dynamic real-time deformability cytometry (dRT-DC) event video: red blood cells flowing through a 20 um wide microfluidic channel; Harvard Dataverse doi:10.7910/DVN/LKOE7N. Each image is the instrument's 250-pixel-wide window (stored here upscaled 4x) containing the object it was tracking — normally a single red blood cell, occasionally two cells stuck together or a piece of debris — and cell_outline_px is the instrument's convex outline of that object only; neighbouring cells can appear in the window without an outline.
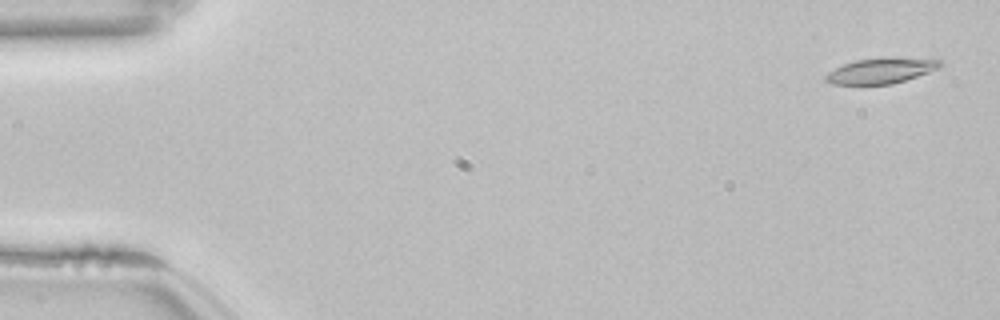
{"species": "common noctule bat (a hibernating species)", "species_latin": "Nyctalus noctula", "temperature_condition": "room temperature", "stored_images_in_passage": 53, "camera_frame_rate_fps": 3000, "um_per_image_px": 0.085, "animal": {"sex": "female", "body_mass_g": 22.7, "forearm_length_mm": 54.2}, "frame": {"image": 1, "passage_image": 2, "time_ms": 0.333, "image_size_px": [1000, 320], "cell_outline_px": [[944, 64], [940, 68], [892, 84], [832, 84], [824, 80], [824, 76], [828, 72], [844, 64], [856, 60], [940, 60]], "centroid_in_image_um": [74.8, 6.07], "position_along_channel_um": 10.2, "area_um2": 15.84}}
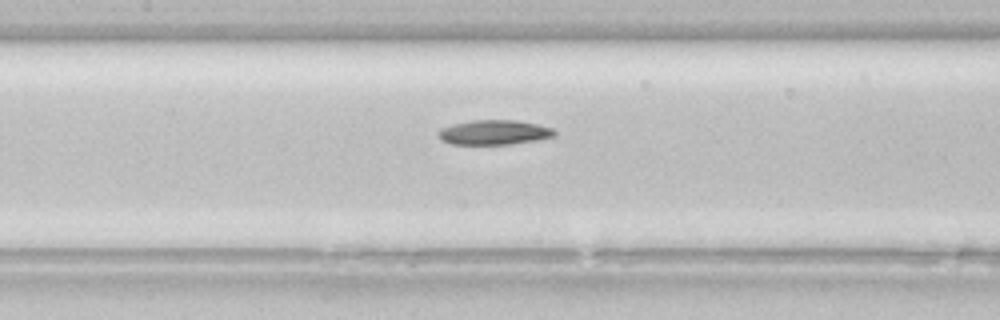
{"frame": {"image": 2, "passage_image": 25, "time_ms": 8.0, "image_size_px": [1000, 320], "cell_outline_px": [[556, 136], [536, 140], [512, 144], [452, 144], [440, 140], [436, 132], [440, 128], [452, 124], [472, 120], [516, 120], [536, 124], [552, 128], [556, 132]], "centroid_in_image_um": [41.96, 11.25], "position_along_channel_um": 165.4, "area_um2": 16.82}}
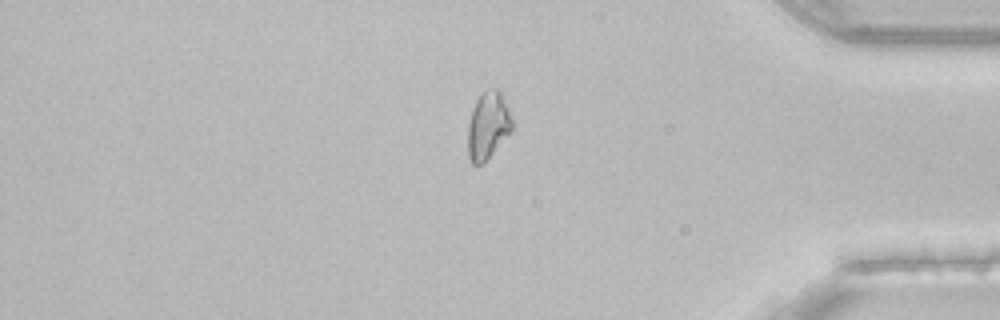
{"frame": {"image": 3, "passage_image": 45, "time_ms": 14.667, "image_size_px": [1000, 320], "cell_outline_px": [[516, 124], [512, 132], [480, 164], [472, 164], [468, 156], [468, 124], [472, 108], [476, 100], [484, 92], [492, 88], [496, 88], [500, 92]], "centroid_in_image_um": [41.5, 10.65], "position_along_channel_um": 393.7, "area_um2": 17.28}}